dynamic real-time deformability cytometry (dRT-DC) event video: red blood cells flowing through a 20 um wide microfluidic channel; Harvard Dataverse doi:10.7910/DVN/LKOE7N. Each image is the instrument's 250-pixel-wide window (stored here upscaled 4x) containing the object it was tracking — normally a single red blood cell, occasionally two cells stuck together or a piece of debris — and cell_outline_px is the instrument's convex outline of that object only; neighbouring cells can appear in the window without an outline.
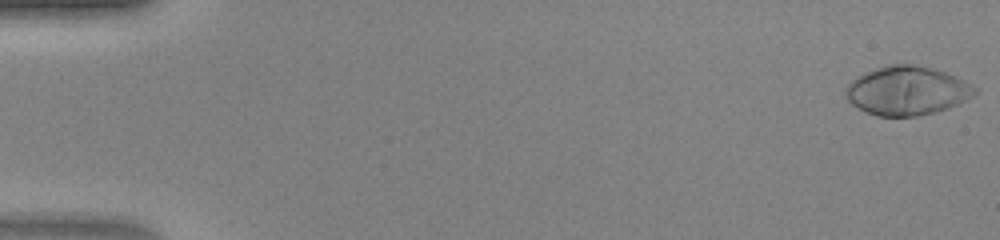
{"species": "human", "species_latin": "Homo sapiens", "temperature_condition": "warm", "stored_images_in_passage": 47, "camera_frame_rate_fps": 3000, "um_per_image_px": 0.085, "donor": {"sex": "female"}, "frame": {"image": 1, "passage_image": 1, "time_ms": 0.0, "image_size_px": [1000, 240], "cell_outline_px": [[976, 92], [972, 96], [948, 108], [920, 116], [876, 116], [852, 104], [844, 96], [844, 88], [856, 76], [864, 72], [888, 64], [916, 64], [932, 68], [944, 72], [964, 80], [972, 84], [976, 88]], "centroid_in_image_um": [77.05, 7.7], "position_along_channel_um": 7.9, "area_um2": 36.76}}
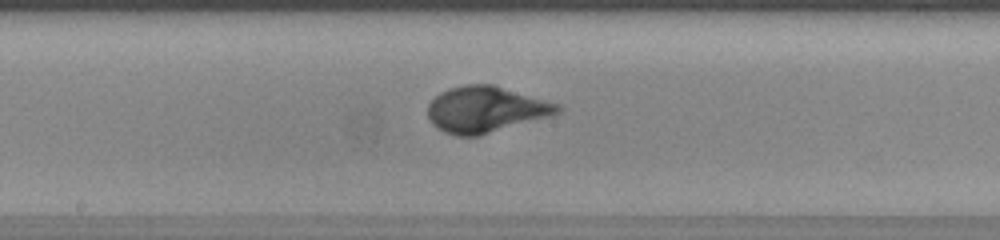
{"frame": {"image": 2, "passage_image": 26, "time_ms": 8.333, "image_size_px": [1000, 240], "cell_outline_px": [[564, 108], [560, 112], [552, 116], [480, 136], [456, 136], [444, 132], [436, 128], [428, 120], [428, 104], [440, 92], [448, 88], [464, 84], [492, 84], [560, 104]], "centroid_in_image_um": [41.29, 9.31], "position_along_channel_um": 206.9, "area_um2": 35.32}}
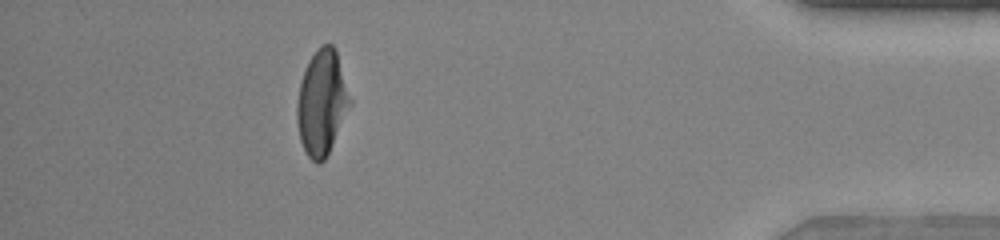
{"frame": {"image": 3, "passage_image": 43, "time_ms": 14.0, "image_size_px": [1000, 240], "cell_outline_px": [[352, 104], [324, 160], [320, 164], [316, 164], [308, 156], [300, 140], [296, 120], [296, 104], [300, 80], [304, 68], [308, 60], [316, 48], [320, 44], [332, 44], [336, 48], [352, 100]], "centroid_in_image_um": [27.35, 8.67], "position_along_channel_um": 407.8, "area_um2": 32.89}}